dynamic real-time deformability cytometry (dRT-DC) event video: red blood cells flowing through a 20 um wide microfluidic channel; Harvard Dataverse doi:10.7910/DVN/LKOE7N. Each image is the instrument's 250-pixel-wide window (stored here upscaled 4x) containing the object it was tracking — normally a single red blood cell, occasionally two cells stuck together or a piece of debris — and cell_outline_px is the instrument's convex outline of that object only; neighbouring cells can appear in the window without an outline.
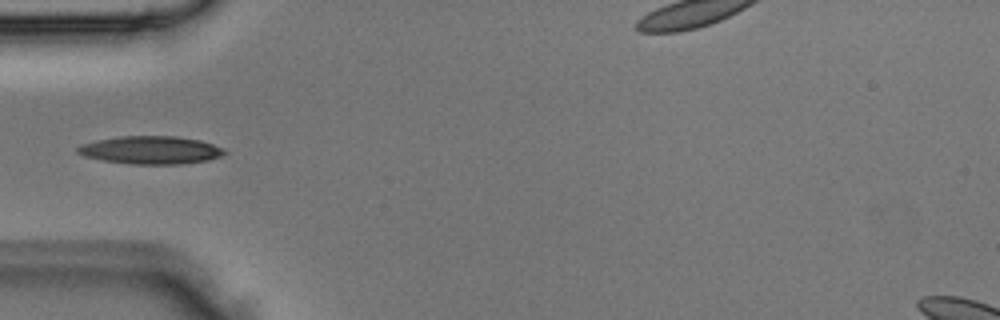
{"species": "Egyptian fruit bat (a non-hibernating species)", "species_latin": "Rousettus aegyptiacus", "temperature_condition": "room temperature", "stored_images_in_passage": 5, "camera_frame_rate_fps": 3000, "um_per_image_px": 0.085, "animal": {"sex": "male"}, "frame": {"image": 1, "passage_image": 4, "time_ms": 1.0, "image_size_px": [1000, 320], "cell_outline_px": [[228, 152], [220, 156], [208, 160], [180, 164], [132, 164], [104, 160], [84, 156], [76, 152], [76, 148], [80, 144], [96, 140], [120, 136], [176, 136], [200, 140], [224, 148]], "centroid_in_image_um": [12.81, 12.75], "position_along_channel_um": 72.2, "area_um2": 23.93}}